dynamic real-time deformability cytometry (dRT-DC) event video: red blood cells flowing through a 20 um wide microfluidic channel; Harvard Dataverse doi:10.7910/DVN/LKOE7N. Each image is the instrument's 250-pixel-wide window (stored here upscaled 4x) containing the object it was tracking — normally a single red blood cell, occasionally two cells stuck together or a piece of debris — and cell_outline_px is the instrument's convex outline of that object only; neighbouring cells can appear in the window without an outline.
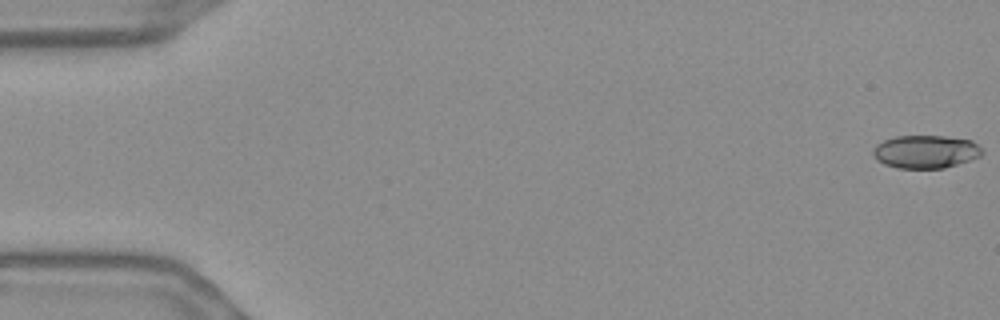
{"species": "Egyptian fruit bat (a non-hibernating species)", "species_latin": "Rousettus aegyptiacus", "temperature_condition": "warm", "stored_images_in_passage": 56, "camera_frame_rate_fps": 3000, "um_per_image_px": 0.085, "frame": {"image": 1, "passage_image": 1, "time_ms": 0.0, "image_size_px": [1000, 320], "cell_outline_px": [[984, 152], [980, 156], [944, 168], [896, 168], [884, 164], [876, 160], [872, 152], [872, 148], [876, 144], [884, 140], [896, 136], [944, 136], [972, 140]], "centroid_in_image_um": [78.63, 12.89], "position_along_channel_um": 6.4, "area_um2": 20.98}}
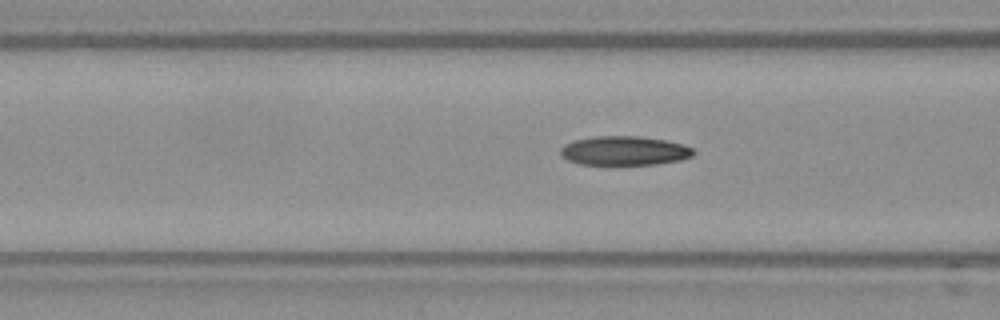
{"frame": {"image": 2, "passage_image": 22, "time_ms": 7.0, "image_size_px": [1000, 320], "cell_outline_px": [[696, 152], [692, 156], [680, 160], [656, 164], [576, 164], [560, 156], [560, 148], [564, 144], [576, 140], [596, 136], [636, 136], [664, 140], [684, 144], [692, 148]], "centroid_in_image_um": [53.05, 12.81], "position_along_channel_um": 113.5, "area_um2": 22.54}}
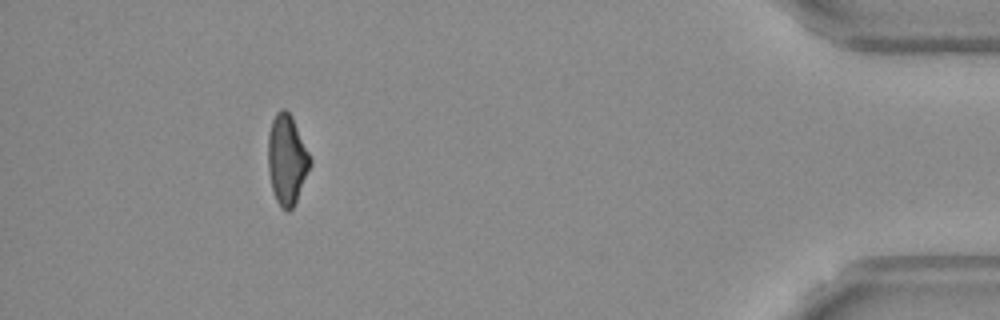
{"frame": {"image": 3, "passage_image": 51, "time_ms": 16.667, "image_size_px": [1000, 320], "cell_outline_px": [[312, 164], [296, 200], [292, 208], [288, 212], [280, 208], [276, 200], [272, 188], [268, 172], [268, 132], [272, 120], [276, 112], [280, 108], [284, 108], [292, 116], [312, 160]], "centroid_in_image_um": [24.37, 13.55], "position_along_channel_um": 410.8, "area_um2": 22.14}, "authors_computed_cell_mechanics": {"area_um2": 22.253, "velocity_mm_per_s": 3.6874, "shape_relaxation_time_tau1_ms": 6.2858, "shape_relaxation_time_tau2_ms": 3.8199, "deformation_change_tau1": 0.1777, "deformation_change_tau2": 0.1092}}